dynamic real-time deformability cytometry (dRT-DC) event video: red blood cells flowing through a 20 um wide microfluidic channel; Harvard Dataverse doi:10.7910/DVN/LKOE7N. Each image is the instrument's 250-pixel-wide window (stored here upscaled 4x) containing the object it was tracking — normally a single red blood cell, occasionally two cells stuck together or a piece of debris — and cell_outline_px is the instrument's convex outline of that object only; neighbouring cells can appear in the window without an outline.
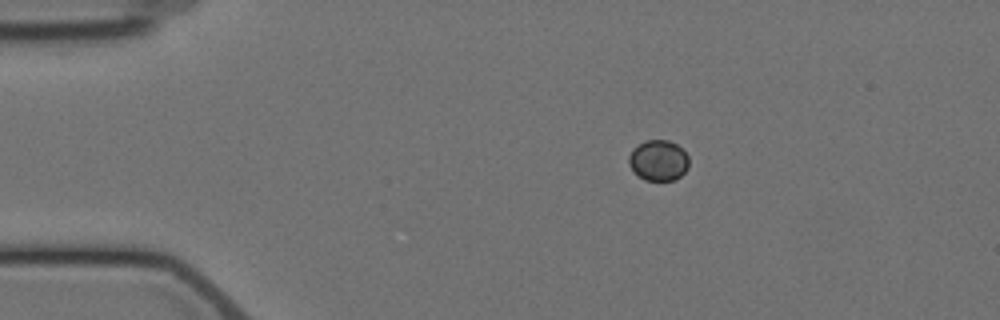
{"species": "Egyptian fruit bat (a non-hibernating species)", "species_latin": "Rousettus aegyptiacus", "temperature_condition": "cold", "stored_images_in_passage": 5, "camera_frame_rate_fps": 3000, "um_per_image_px": 0.085, "animal": {"sex": "female"}, "frame": {"image": 1, "passage_image": 1, "time_ms": 0.0, "image_size_px": [1000, 320], "cell_outline_px": [[688, 168], [676, 180], [644, 180], [628, 164], [628, 156], [632, 148], [644, 140], [668, 140], [676, 144], [688, 156]], "centroid_in_image_um": [55.95, 13.62], "position_along_channel_um": 29.1, "area_um2": 14.22}}
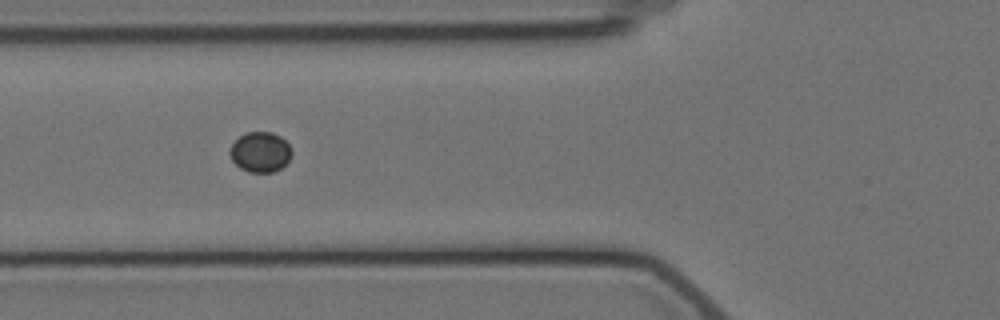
{"frame": {"image": 2, "passage_image": 4, "time_ms": 3.667, "image_size_px": [1000, 320], "cell_outline_px": [[292, 152], [288, 160], [280, 168], [272, 172], [248, 172], [240, 168], [232, 160], [228, 152], [232, 144], [240, 136], [248, 132], [272, 132], [280, 136], [292, 148]], "centroid_in_image_um": [22.11, 12.92], "position_along_channel_um": 103.7, "area_um2": 14.39}}
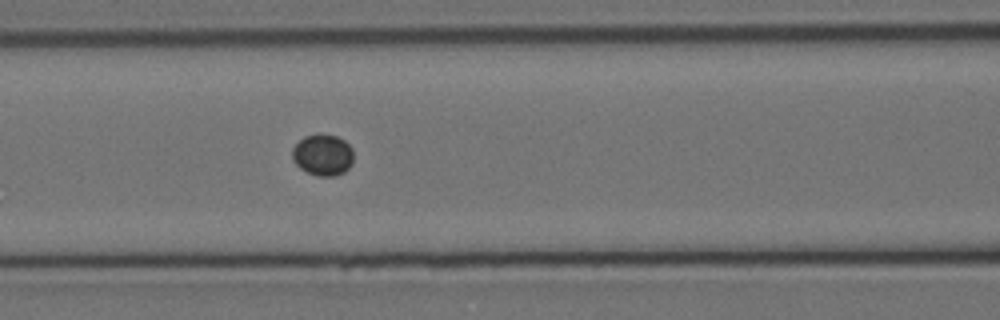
{"frame": {"image": 3, "passage_image": 5, "time_ms": 4.667, "image_size_px": [1000, 320], "cell_outline_px": [[352, 164], [344, 172], [336, 176], [320, 176], [308, 172], [300, 168], [292, 160], [292, 148], [304, 136], [336, 136], [344, 140], [352, 148]], "centroid_in_image_um": [27.43, 13.2], "position_along_channel_um": 139.2, "area_um2": 14.45}}